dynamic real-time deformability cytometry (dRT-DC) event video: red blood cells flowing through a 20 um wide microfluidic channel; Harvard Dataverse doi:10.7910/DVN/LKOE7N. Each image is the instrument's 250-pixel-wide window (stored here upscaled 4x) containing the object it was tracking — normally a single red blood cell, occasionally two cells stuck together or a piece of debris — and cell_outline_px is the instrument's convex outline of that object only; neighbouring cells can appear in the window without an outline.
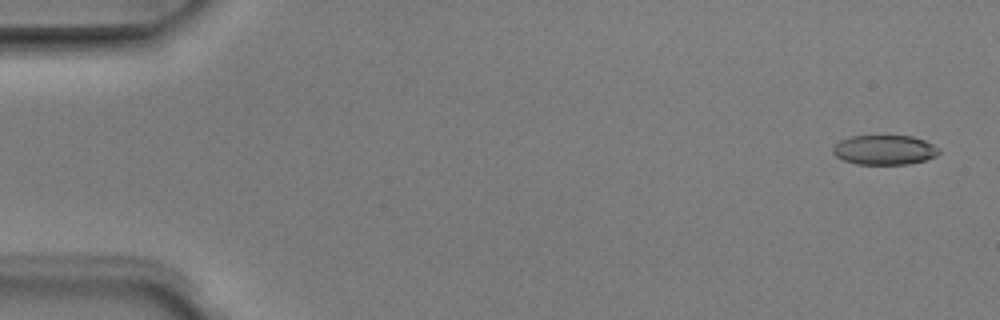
{"species": "Egyptian fruit bat (a non-hibernating species)", "species_latin": "Rousettus aegyptiacus", "temperature_condition": "room temperature", "stored_images_in_passage": 7, "camera_frame_rate_fps": 3000, "um_per_image_px": 0.085, "animal": {"sex": "male"}, "frame": {"image": 1, "passage_image": 1, "time_ms": 0.0, "image_size_px": [1000, 320], "cell_outline_px": [[940, 152], [936, 156], [924, 160], [908, 164], [856, 164], [844, 160], [836, 156], [832, 152], [832, 148], [840, 140], [852, 136], [912, 136], [924, 140], [940, 148]], "centroid_in_image_um": [75.18, 12.74], "position_along_channel_um": 9.8, "area_um2": 18.26}}
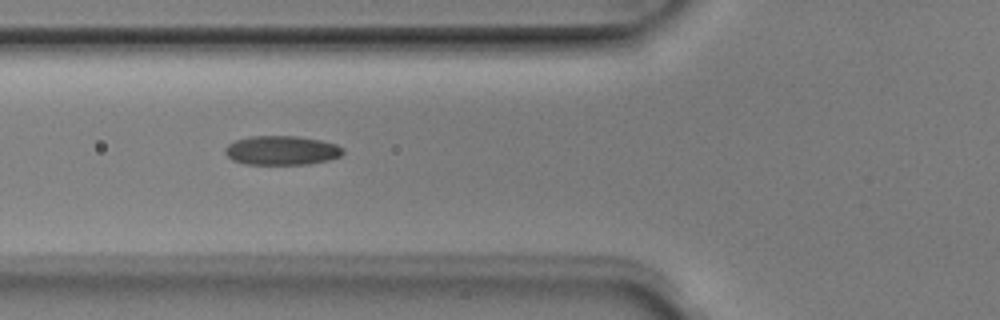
{"frame": {"image": 2, "passage_image": 5, "time_ms": 1.333, "image_size_px": [1000, 320], "cell_outline_px": [[344, 152], [340, 156], [328, 160], [308, 164], [244, 164], [232, 160], [224, 152], [224, 148], [228, 144], [236, 140], [248, 136], [296, 136], [320, 140], [336, 144], [344, 148]], "centroid_in_image_um": [23.93, 12.78], "position_along_channel_um": 101.9, "area_um2": 20.11}}
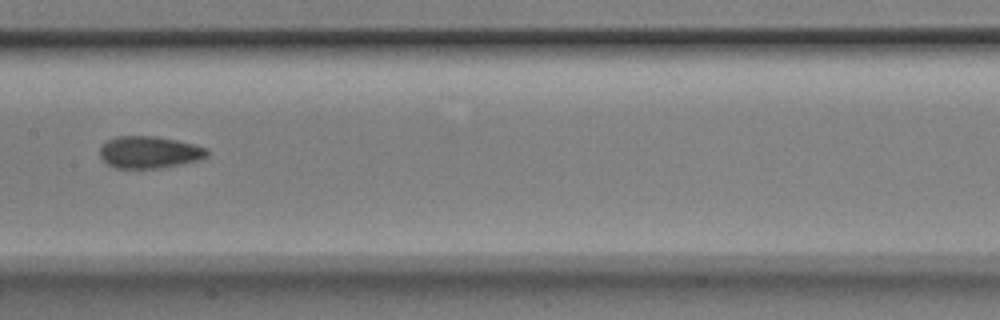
{"frame": {"image": 3, "passage_image": 7, "time_ms": 2.0, "image_size_px": [1000, 320], "cell_outline_px": [[208, 156], [204, 160], [156, 168], [116, 168], [108, 164], [100, 156], [100, 148], [108, 140], [116, 136], [156, 136], [176, 140], [208, 148]], "centroid_in_image_um": [12.73, 12.94], "position_along_channel_um": 194.7, "area_um2": 20.0}}